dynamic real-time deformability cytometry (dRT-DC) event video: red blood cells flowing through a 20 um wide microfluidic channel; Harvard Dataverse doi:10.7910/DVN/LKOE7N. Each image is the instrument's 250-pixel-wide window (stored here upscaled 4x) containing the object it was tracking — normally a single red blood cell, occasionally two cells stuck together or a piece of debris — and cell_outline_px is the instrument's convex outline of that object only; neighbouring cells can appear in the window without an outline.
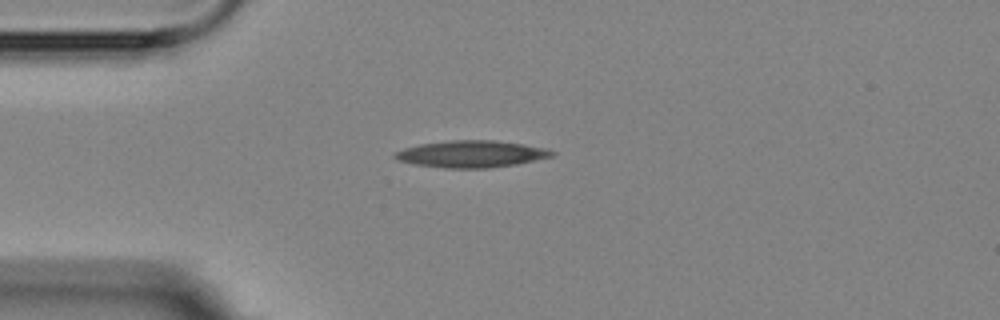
{"species": "Egyptian fruit bat (a non-hibernating species)", "species_latin": "Rousettus aegyptiacus", "temperature_condition": "room temperature", "stored_images_in_passage": 3, "camera_frame_rate_fps": 3000, "um_per_image_px": 0.085, "animal": {"sex": "female"}, "frame": {"image": 1, "passage_image": 3, "time_ms": 2.0, "image_size_px": [1000, 320], "cell_outline_px": [[556, 152], [552, 156], [516, 164], [488, 168], [444, 168], [416, 164], [396, 160], [392, 156], [396, 152], [404, 148], [420, 144], [452, 140], [496, 140], [524, 144], [548, 148]], "centroid_in_image_um": [40.07, 13.08], "position_along_channel_um": 44.9, "area_um2": 24.57}}